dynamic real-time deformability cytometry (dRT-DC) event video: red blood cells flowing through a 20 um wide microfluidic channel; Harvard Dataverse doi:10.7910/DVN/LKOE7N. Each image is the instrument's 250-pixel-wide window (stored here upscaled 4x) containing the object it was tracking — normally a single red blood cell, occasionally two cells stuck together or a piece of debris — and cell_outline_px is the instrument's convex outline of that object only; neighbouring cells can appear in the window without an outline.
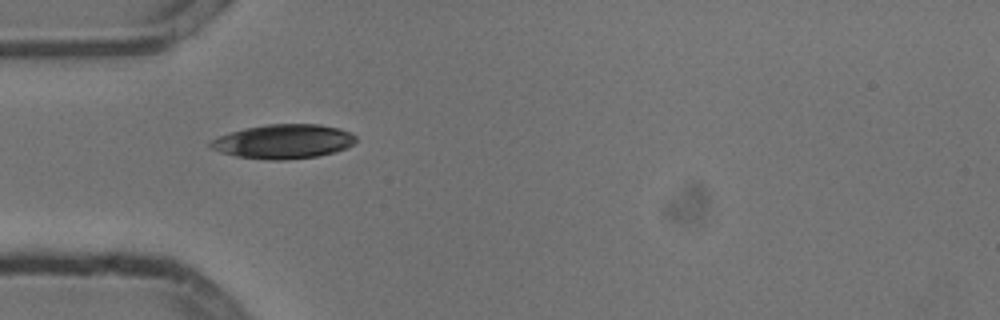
{"species": "common noctule bat (a hibernating species)", "species_latin": "Nyctalus noctula", "temperature_condition": "cold", "stored_images_in_passage": 20, "camera_frame_rate_fps": 3000, "um_per_image_px": 0.085, "animal": {"sex": "male", "body_mass_g": 13.3}, "frame": {"image": 1, "passage_image": 1, "time_ms": 0.0, "image_size_px": [1000, 320], "cell_outline_px": [[356, 140], [352, 144], [336, 152], [316, 156], [284, 160], [268, 160], [236, 156], [220, 152], [212, 148], [208, 144], [212, 140], [220, 136], [244, 128], [268, 124], [320, 124], [340, 128], [352, 132], [356, 136]], "centroid_in_image_um": [24.12, 12.02], "position_along_channel_um": 60.9, "area_um2": 28.96}}